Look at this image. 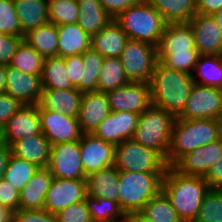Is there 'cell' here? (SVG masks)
Instances as JSON below:
<instances>
[{"mask_svg": "<svg viewBox=\"0 0 222 222\" xmlns=\"http://www.w3.org/2000/svg\"><path fill=\"white\" fill-rule=\"evenodd\" d=\"M148 84L152 106L177 118L184 110L194 81L192 75L168 68L157 61Z\"/></svg>", "mask_w": 222, "mask_h": 222, "instance_id": "1", "label": "cell"}, {"mask_svg": "<svg viewBox=\"0 0 222 222\" xmlns=\"http://www.w3.org/2000/svg\"><path fill=\"white\" fill-rule=\"evenodd\" d=\"M210 186L201 176H187L168 166L162 180V191L183 222H193Z\"/></svg>", "mask_w": 222, "mask_h": 222, "instance_id": "2", "label": "cell"}, {"mask_svg": "<svg viewBox=\"0 0 222 222\" xmlns=\"http://www.w3.org/2000/svg\"><path fill=\"white\" fill-rule=\"evenodd\" d=\"M220 138L216 119L184 120L176 118L165 160L167 166H172L184 154Z\"/></svg>", "mask_w": 222, "mask_h": 222, "instance_id": "3", "label": "cell"}, {"mask_svg": "<svg viewBox=\"0 0 222 222\" xmlns=\"http://www.w3.org/2000/svg\"><path fill=\"white\" fill-rule=\"evenodd\" d=\"M165 172L119 171V206L124 213H139L162 190Z\"/></svg>", "mask_w": 222, "mask_h": 222, "instance_id": "4", "label": "cell"}, {"mask_svg": "<svg viewBox=\"0 0 222 222\" xmlns=\"http://www.w3.org/2000/svg\"><path fill=\"white\" fill-rule=\"evenodd\" d=\"M129 39L144 41L158 46L167 25L163 17L147 0L121 12L114 19Z\"/></svg>", "mask_w": 222, "mask_h": 222, "instance_id": "5", "label": "cell"}, {"mask_svg": "<svg viewBox=\"0 0 222 222\" xmlns=\"http://www.w3.org/2000/svg\"><path fill=\"white\" fill-rule=\"evenodd\" d=\"M175 117L163 109L150 106L138 119L132 139L167 158Z\"/></svg>", "mask_w": 222, "mask_h": 222, "instance_id": "6", "label": "cell"}, {"mask_svg": "<svg viewBox=\"0 0 222 222\" xmlns=\"http://www.w3.org/2000/svg\"><path fill=\"white\" fill-rule=\"evenodd\" d=\"M114 166L118 171L130 172H165L168 167L158 152L132 138L115 146Z\"/></svg>", "mask_w": 222, "mask_h": 222, "instance_id": "7", "label": "cell"}, {"mask_svg": "<svg viewBox=\"0 0 222 222\" xmlns=\"http://www.w3.org/2000/svg\"><path fill=\"white\" fill-rule=\"evenodd\" d=\"M119 58L129 82L149 83L158 61L157 47L129 39Z\"/></svg>", "mask_w": 222, "mask_h": 222, "instance_id": "8", "label": "cell"}, {"mask_svg": "<svg viewBox=\"0 0 222 222\" xmlns=\"http://www.w3.org/2000/svg\"><path fill=\"white\" fill-rule=\"evenodd\" d=\"M222 113V89L194 83L183 112L184 120L216 119Z\"/></svg>", "mask_w": 222, "mask_h": 222, "instance_id": "9", "label": "cell"}, {"mask_svg": "<svg viewBox=\"0 0 222 222\" xmlns=\"http://www.w3.org/2000/svg\"><path fill=\"white\" fill-rule=\"evenodd\" d=\"M47 168L54 178L87 179L81 161L80 140L52 145Z\"/></svg>", "mask_w": 222, "mask_h": 222, "instance_id": "10", "label": "cell"}, {"mask_svg": "<svg viewBox=\"0 0 222 222\" xmlns=\"http://www.w3.org/2000/svg\"><path fill=\"white\" fill-rule=\"evenodd\" d=\"M41 131L51 145L81 139L82 131L77 118L66 116L64 113L53 112L38 105Z\"/></svg>", "mask_w": 222, "mask_h": 222, "instance_id": "11", "label": "cell"}, {"mask_svg": "<svg viewBox=\"0 0 222 222\" xmlns=\"http://www.w3.org/2000/svg\"><path fill=\"white\" fill-rule=\"evenodd\" d=\"M86 195V179L54 178L46 193L43 209L56 214L67 206L85 200Z\"/></svg>", "mask_w": 222, "mask_h": 222, "instance_id": "12", "label": "cell"}, {"mask_svg": "<svg viewBox=\"0 0 222 222\" xmlns=\"http://www.w3.org/2000/svg\"><path fill=\"white\" fill-rule=\"evenodd\" d=\"M106 95L111 111L141 114L152 105L148 83L129 82Z\"/></svg>", "mask_w": 222, "mask_h": 222, "instance_id": "13", "label": "cell"}, {"mask_svg": "<svg viewBox=\"0 0 222 222\" xmlns=\"http://www.w3.org/2000/svg\"><path fill=\"white\" fill-rule=\"evenodd\" d=\"M221 157L222 138L184 154L171 167L183 175L204 177Z\"/></svg>", "mask_w": 222, "mask_h": 222, "instance_id": "14", "label": "cell"}, {"mask_svg": "<svg viewBox=\"0 0 222 222\" xmlns=\"http://www.w3.org/2000/svg\"><path fill=\"white\" fill-rule=\"evenodd\" d=\"M80 152L86 176L115 163V145L91 134H82Z\"/></svg>", "mask_w": 222, "mask_h": 222, "instance_id": "15", "label": "cell"}, {"mask_svg": "<svg viewBox=\"0 0 222 222\" xmlns=\"http://www.w3.org/2000/svg\"><path fill=\"white\" fill-rule=\"evenodd\" d=\"M42 91L41 75L26 74L7 65L5 93L22 105H38Z\"/></svg>", "mask_w": 222, "mask_h": 222, "instance_id": "16", "label": "cell"}, {"mask_svg": "<svg viewBox=\"0 0 222 222\" xmlns=\"http://www.w3.org/2000/svg\"><path fill=\"white\" fill-rule=\"evenodd\" d=\"M38 105H22L1 130V140L8 146L41 133Z\"/></svg>", "mask_w": 222, "mask_h": 222, "instance_id": "17", "label": "cell"}, {"mask_svg": "<svg viewBox=\"0 0 222 222\" xmlns=\"http://www.w3.org/2000/svg\"><path fill=\"white\" fill-rule=\"evenodd\" d=\"M188 24L199 55H222V34L212 15L196 13Z\"/></svg>", "mask_w": 222, "mask_h": 222, "instance_id": "18", "label": "cell"}, {"mask_svg": "<svg viewBox=\"0 0 222 222\" xmlns=\"http://www.w3.org/2000/svg\"><path fill=\"white\" fill-rule=\"evenodd\" d=\"M139 115L140 114L133 112L111 111V113L100 122L92 134L116 146L132 138L138 125Z\"/></svg>", "mask_w": 222, "mask_h": 222, "instance_id": "19", "label": "cell"}, {"mask_svg": "<svg viewBox=\"0 0 222 222\" xmlns=\"http://www.w3.org/2000/svg\"><path fill=\"white\" fill-rule=\"evenodd\" d=\"M111 113L106 93L91 91L84 92L78 121L83 134H91L100 122Z\"/></svg>", "mask_w": 222, "mask_h": 222, "instance_id": "20", "label": "cell"}, {"mask_svg": "<svg viewBox=\"0 0 222 222\" xmlns=\"http://www.w3.org/2000/svg\"><path fill=\"white\" fill-rule=\"evenodd\" d=\"M83 92L74 89H43L38 105L46 110L64 113L69 117H78Z\"/></svg>", "mask_w": 222, "mask_h": 222, "instance_id": "21", "label": "cell"}, {"mask_svg": "<svg viewBox=\"0 0 222 222\" xmlns=\"http://www.w3.org/2000/svg\"><path fill=\"white\" fill-rule=\"evenodd\" d=\"M51 143L41 132L13 143L11 155L24 159L39 168H46L51 153Z\"/></svg>", "mask_w": 222, "mask_h": 222, "instance_id": "22", "label": "cell"}, {"mask_svg": "<svg viewBox=\"0 0 222 222\" xmlns=\"http://www.w3.org/2000/svg\"><path fill=\"white\" fill-rule=\"evenodd\" d=\"M54 177L50 170L39 168L19 192V208L27 210L43 209L45 196Z\"/></svg>", "mask_w": 222, "mask_h": 222, "instance_id": "23", "label": "cell"}, {"mask_svg": "<svg viewBox=\"0 0 222 222\" xmlns=\"http://www.w3.org/2000/svg\"><path fill=\"white\" fill-rule=\"evenodd\" d=\"M129 38L113 19L97 34L91 36V49L104 58L120 57Z\"/></svg>", "mask_w": 222, "mask_h": 222, "instance_id": "24", "label": "cell"}, {"mask_svg": "<svg viewBox=\"0 0 222 222\" xmlns=\"http://www.w3.org/2000/svg\"><path fill=\"white\" fill-rule=\"evenodd\" d=\"M87 195L119 203V171L109 166L87 176Z\"/></svg>", "mask_w": 222, "mask_h": 222, "instance_id": "25", "label": "cell"}, {"mask_svg": "<svg viewBox=\"0 0 222 222\" xmlns=\"http://www.w3.org/2000/svg\"><path fill=\"white\" fill-rule=\"evenodd\" d=\"M57 56L68 57L83 54L91 47V36L82 30L77 23L57 26Z\"/></svg>", "mask_w": 222, "mask_h": 222, "instance_id": "26", "label": "cell"}, {"mask_svg": "<svg viewBox=\"0 0 222 222\" xmlns=\"http://www.w3.org/2000/svg\"><path fill=\"white\" fill-rule=\"evenodd\" d=\"M188 50H197L190 25L188 23L167 24L157 46V53Z\"/></svg>", "mask_w": 222, "mask_h": 222, "instance_id": "27", "label": "cell"}, {"mask_svg": "<svg viewBox=\"0 0 222 222\" xmlns=\"http://www.w3.org/2000/svg\"><path fill=\"white\" fill-rule=\"evenodd\" d=\"M21 37L29 30L49 22L48 0H14Z\"/></svg>", "mask_w": 222, "mask_h": 222, "instance_id": "28", "label": "cell"}, {"mask_svg": "<svg viewBox=\"0 0 222 222\" xmlns=\"http://www.w3.org/2000/svg\"><path fill=\"white\" fill-rule=\"evenodd\" d=\"M77 4L80 14L77 24L90 36L97 34L113 20L99 0H77Z\"/></svg>", "mask_w": 222, "mask_h": 222, "instance_id": "29", "label": "cell"}, {"mask_svg": "<svg viewBox=\"0 0 222 222\" xmlns=\"http://www.w3.org/2000/svg\"><path fill=\"white\" fill-rule=\"evenodd\" d=\"M23 41L33 47L42 57L57 56L58 33L57 26L46 23L24 34Z\"/></svg>", "mask_w": 222, "mask_h": 222, "instance_id": "30", "label": "cell"}, {"mask_svg": "<svg viewBox=\"0 0 222 222\" xmlns=\"http://www.w3.org/2000/svg\"><path fill=\"white\" fill-rule=\"evenodd\" d=\"M167 24L188 23L197 13L196 0H147Z\"/></svg>", "mask_w": 222, "mask_h": 222, "instance_id": "31", "label": "cell"}, {"mask_svg": "<svg viewBox=\"0 0 222 222\" xmlns=\"http://www.w3.org/2000/svg\"><path fill=\"white\" fill-rule=\"evenodd\" d=\"M192 79L196 84L222 89V55H199Z\"/></svg>", "mask_w": 222, "mask_h": 222, "instance_id": "32", "label": "cell"}, {"mask_svg": "<svg viewBox=\"0 0 222 222\" xmlns=\"http://www.w3.org/2000/svg\"><path fill=\"white\" fill-rule=\"evenodd\" d=\"M43 89H74L67 72L65 59L55 56L45 58L41 75Z\"/></svg>", "mask_w": 222, "mask_h": 222, "instance_id": "33", "label": "cell"}, {"mask_svg": "<svg viewBox=\"0 0 222 222\" xmlns=\"http://www.w3.org/2000/svg\"><path fill=\"white\" fill-rule=\"evenodd\" d=\"M139 214L150 222H183L162 190L145 204Z\"/></svg>", "mask_w": 222, "mask_h": 222, "instance_id": "34", "label": "cell"}, {"mask_svg": "<svg viewBox=\"0 0 222 222\" xmlns=\"http://www.w3.org/2000/svg\"><path fill=\"white\" fill-rule=\"evenodd\" d=\"M127 83H129V80L125 75L120 58H104L97 83V91L107 93L108 91L123 87Z\"/></svg>", "mask_w": 222, "mask_h": 222, "instance_id": "35", "label": "cell"}, {"mask_svg": "<svg viewBox=\"0 0 222 222\" xmlns=\"http://www.w3.org/2000/svg\"><path fill=\"white\" fill-rule=\"evenodd\" d=\"M44 62V57L25 41H22L17 47L9 65L26 74L42 75Z\"/></svg>", "mask_w": 222, "mask_h": 222, "instance_id": "36", "label": "cell"}, {"mask_svg": "<svg viewBox=\"0 0 222 222\" xmlns=\"http://www.w3.org/2000/svg\"><path fill=\"white\" fill-rule=\"evenodd\" d=\"M38 169L34 164L11 155L3 179L20 192Z\"/></svg>", "mask_w": 222, "mask_h": 222, "instance_id": "37", "label": "cell"}, {"mask_svg": "<svg viewBox=\"0 0 222 222\" xmlns=\"http://www.w3.org/2000/svg\"><path fill=\"white\" fill-rule=\"evenodd\" d=\"M85 201L93 222H115L124 214L118 202L89 195Z\"/></svg>", "mask_w": 222, "mask_h": 222, "instance_id": "38", "label": "cell"}, {"mask_svg": "<svg viewBox=\"0 0 222 222\" xmlns=\"http://www.w3.org/2000/svg\"><path fill=\"white\" fill-rule=\"evenodd\" d=\"M82 92L97 91V83L104 62V57L91 48L82 54Z\"/></svg>", "mask_w": 222, "mask_h": 222, "instance_id": "39", "label": "cell"}, {"mask_svg": "<svg viewBox=\"0 0 222 222\" xmlns=\"http://www.w3.org/2000/svg\"><path fill=\"white\" fill-rule=\"evenodd\" d=\"M48 9L49 22L56 26L77 23L80 16L77 0H50Z\"/></svg>", "mask_w": 222, "mask_h": 222, "instance_id": "40", "label": "cell"}, {"mask_svg": "<svg viewBox=\"0 0 222 222\" xmlns=\"http://www.w3.org/2000/svg\"><path fill=\"white\" fill-rule=\"evenodd\" d=\"M198 57V50L157 53V59L163 65L176 71L187 73L189 75L193 74Z\"/></svg>", "mask_w": 222, "mask_h": 222, "instance_id": "41", "label": "cell"}, {"mask_svg": "<svg viewBox=\"0 0 222 222\" xmlns=\"http://www.w3.org/2000/svg\"><path fill=\"white\" fill-rule=\"evenodd\" d=\"M193 222H222V189H210Z\"/></svg>", "mask_w": 222, "mask_h": 222, "instance_id": "42", "label": "cell"}, {"mask_svg": "<svg viewBox=\"0 0 222 222\" xmlns=\"http://www.w3.org/2000/svg\"><path fill=\"white\" fill-rule=\"evenodd\" d=\"M0 33L21 37L14 0H0Z\"/></svg>", "mask_w": 222, "mask_h": 222, "instance_id": "43", "label": "cell"}, {"mask_svg": "<svg viewBox=\"0 0 222 222\" xmlns=\"http://www.w3.org/2000/svg\"><path fill=\"white\" fill-rule=\"evenodd\" d=\"M56 217L58 222H93L85 200L67 206Z\"/></svg>", "mask_w": 222, "mask_h": 222, "instance_id": "44", "label": "cell"}, {"mask_svg": "<svg viewBox=\"0 0 222 222\" xmlns=\"http://www.w3.org/2000/svg\"><path fill=\"white\" fill-rule=\"evenodd\" d=\"M13 222H58L56 214L47 210L18 209L13 212Z\"/></svg>", "mask_w": 222, "mask_h": 222, "instance_id": "45", "label": "cell"}, {"mask_svg": "<svg viewBox=\"0 0 222 222\" xmlns=\"http://www.w3.org/2000/svg\"><path fill=\"white\" fill-rule=\"evenodd\" d=\"M23 37L0 33V64L9 65Z\"/></svg>", "mask_w": 222, "mask_h": 222, "instance_id": "46", "label": "cell"}, {"mask_svg": "<svg viewBox=\"0 0 222 222\" xmlns=\"http://www.w3.org/2000/svg\"><path fill=\"white\" fill-rule=\"evenodd\" d=\"M65 64L72 85L82 92L83 57L82 54L65 57Z\"/></svg>", "mask_w": 222, "mask_h": 222, "instance_id": "47", "label": "cell"}, {"mask_svg": "<svg viewBox=\"0 0 222 222\" xmlns=\"http://www.w3.org/2000/svg\"><path fill=\"white\" fill-rule=\"evenodd\" d=\"M0 205L13 212L19 209V191L5 179L0 181Z\"/></svg>", "mask_w": 222, "mask_h": 222, "instance_id": "48", "label": "cell"}, {"mask_svg": "<svg viewBox=\"0 0 222 222\" xmlns=\"http://www.w3.org/2000/svg\"><path fill=\"white\" fill-rule=\"evenodd\" d=\"M21 106L22 104L18 100L7 93H0V131Z\"/></svg>", "mask_w": 222, "mask_h": 222, "instance_id": "49", "label": "cell"}, {"mask_svg": "<svg viewBox=\"0 0 222 222\" xmlns=\"http://www.w3.org/2000/svg\"><path fill=\"white\" fill-rule=\"evenodd\" d=\"M101 6L115 19L121 12L137 5L141 0H99Z\"/></svg>", "mask_w": 222, "mask_h": 222, "instance_id": "50", "label": "cell"}, {"mask_svg": "<svg viewBox=\"0 0 222 222\" xmlns=\"http://www.w3.org/2000/svg\"><path fill=\"white\" fill-rule=\"evenodd\" d=\"M203 178L211 189H222V157L210 167Z\"/></svg>", "mask_w": 222, "mask_h": 222, "instance_id": "51", "label": "cell"}, {"mask_svg": "<svg viewBox=\"0 0 222 222\" xmlns=\"http://www.w3.org/2000/svg\"><path fill=\"white\" fill-rule=\"evenodd\" d=\"M222 9V0H196V12L212 15Z\"/></svg>", "mask_w": 222, "mask_h": 222, "instance_id": "52", "label": "cell"}, {"mask_svg": "<svg viewBox=\"0 0 222 222\" xmlns=\"http://www.w3.org/2000/svg\"><path fill=\"white\" fill-rule=\"evenodd\" d=\"M11 156V148L2 140L0 141V181L3 179L5 169Z\"/></svg>", "mask_w": 222, "mask_h": 222, "instance_id": "53", "label": "cell"}, {"mask_svg": "<svg viewBox=\"0 0 222 222\" xmlns=\"http://www.w3.org/2000/svg\"><path fill=\"white\" fill-rule=\"evenodd\" d=\"M0 222H13V211L0 205Z\"/></svg>", "mask_w": 222, "mask_h": 222, "instance_id": "54", "label": "cell"}, {"mask_svg": "<svg viewBox=\"0 0 222 222\" xmlns=\"http://www.w3.org/2000/svg\"><path fill=\"white\" fill-rule=\"evenodd\" d=\"M7 66L0 64V93L5 92Z\"/></svg>", "mask_w": 222, "mask_h": 222, "instance_id": "55", "label": "cell"}, {"mask_svg": "<svg viewBox=\"0 0 222 222\" xmlns=\"http://www.w3.org/2000/svg\"><path fill=\"white\" fill-rule=\"evenodd\" d=\"M115 222H135V213H124Z\"/></svg>", "mask_w": 222, "mask_h": 222, "instance_id": "56", "label": "cell"}, {"mask_svg": "<svg viewBox=\"0 0 222 222\" xmlns=\"http://www.w3.org/2000/svg\"><path fill=\"white\" fill-rule=\"evenodd\" d=\"M215 22L219 25L222 34V9L212 14Z\"/></svg>", "mask_w": 222, "mask_h": 222, "instance_id": "57", "label": "cell"}, {"mask_svg": "<svg viewBox=\"0 0 222 222\" xmlns=\"http://www.w3.org/2000/svg\"><path fill=\"white\" fill-rule=\"evenodd\" d=\"M216 120L218 123L219 134H220V137L222 138V113L216 118Z\"/></svg>", "mask_w": 222, "mask_h": 222, "instance_id": "58", "label": "cell"}, {"mask_svg": "<svg viewBox=\"0 0 222 222\" xmlns=\"http://www.w3.org/2000/svg\"><path fill=\"white\" fill-rule=\"evenodd\" d=\"M135 222H150V221L146 220L139 213H135Z\"/></svg>", "mask_w": 222, "mask_h": 222, "instance_id": "59", "label": "cell"}]
</instances>
